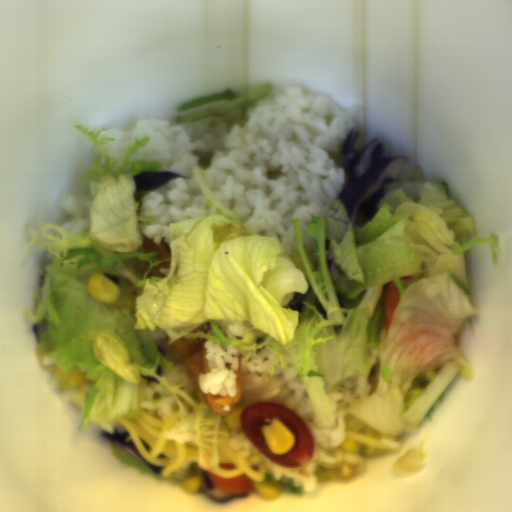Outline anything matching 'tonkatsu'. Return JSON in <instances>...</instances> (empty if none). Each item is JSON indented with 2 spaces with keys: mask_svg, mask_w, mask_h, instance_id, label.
<instances>
[{
  "mask_svg": "<svg viewBox=\"0 0 512 512\" xmlns=\"http://www.w3.org/2000/svg\"><path fill=\"white\" fill-rule=\"evenodd\" d=\"M165 345L176 355H178L184 363V367L191 379L194 380L199 395L208 403L212 412L220 417H226L228 414L235 410L237 403L242 397L243 374L240 371L234 372L235 374V394L234 396L204 393L199 386V376L201 374H208L210 366L206 358L207 350L204 347L208 339H188L181 337L172 344H169L171 338L169 334L164 336Z\"/></svg>",
  "mask_w": 512,
  "mask_h": 512,
  "instance_id": "tonkatsu-1",
  "label": "tonkatsu"
},
{
  "mask_svg": "<svg viewBox=\"0 0 512 512\" xmlns=\"http://www.w3.org/2000/svg\"><path fill=\"white\" fill-rule=\"evenodd\" d=\"M142 246L141 249L145 253H161L164 255V260L171 258V249L166 244L165 241H162L161 243L157 244L153 238L148 237L146 235H142Z\"/></svg>",
  "mask_w": 512,
  "mask_h": 512,
  "instance_id": "tonkatsu-2",
  "label": "tonkatsu"
},
{
  "mask_svg": "<svg viewBox=\"0 0 512 512\" xmlns=\"http://www.w3.org/2000/svg\"><path fill=\"white\" fill-rule=\"evenodd\" d=\"M210 329L211 328H210V325H209V321L208 322H203L200 325H198L190 334H193L195 332H203V333H207L208 334Z\"/></svg>",
  "mask_w": 512,
  "mask_h": 512,
  "instance_id": "tonkatsu-3",
  "label": "tonkatsu"
}]
</instances>
